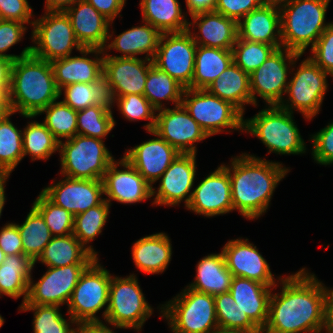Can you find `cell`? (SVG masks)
Listing matches in <instances>:
<instances>
[{"mask_svg":"<svg viewBox=\"0 0 333 333\" xmlns=\"http://www.w3.org/2000/svg\"><path fill=\"white\" fill-rule=\"evenodd\" d=\"M301 268L280 278V293H271L268 320L262 333H323L325 284Z\"/></svg>","mask_w":333,"mask_h":333,"instance_id":"obj_1","label":"cell"},{"mask_svg":"<svg viewBox=\"0 0 333 333\" xmlns=\"http://www.w3.org/2000/svg\"><path fill=\"white\" fill-rule=\"evenodd\" d=\"M222 164L229 172L233 209L243 218L258 219L269 208L273 193L290 169L280 162L248 153Z\"/></svg>","mask_w":333,"mask_h":333,"instance_id":"obj_2","label":"cell"},{"mask_svg":"<svg viewBox=\"0 0 333 333\" xmlns=\"http://www.w3.org/2000/svg\"><path fill=\"white\" fill-rule=\"evenodd\" d=\"M7 98L10 110L29 120L57 101L59 89L51 63L31 53L13 61Z\"/></svg>","mask_w":333,"mask_h":333,"instance_id":"obj_3","label":"cell"},{"mask_svg":"<svg viewBox=\"0 0 333 333\" xmlns=\"http://www.w3.org/2000/svg\"><path fill=\"white\" fill-rule=\"evenodd\" d=\"M331 0H292L280 6L282 48L300 55L315 45L332 23L325 21Z\"/></svg>","mask_w":333,"mask_h":333,"instance_id":"obj_4","label":"cell"},{"mask_svg":"<svg viewBox=\"0 0 333 333\" xmlns=\"http://www.w3.org/2000/svg\"><path fill=\"white\" fill-rule=\"evenodd\" d=\"M265 107L253 117L244 118L243 131L261 140L269 150L267 154L306 153V143L293 119V113L278 105Z\"/></svg>","mask_w":333,"mask_h":333,"instance_id":"obj_5","label":"cell"},{"mask_svg":"<svg viewBox=\"0 0 333 333\" xmlns=\"http://www.w3.org/2000/svg\"><path fill=\"white\" fill-rule=\"evenodd\" d=\"M159 311L172 333H214L219 329L214 296L187 286Z\"/></svg>","mask_w":333,"mask_h":333,"instance_id":"obj_6","label":"cell"},{"mask_svg":"<svg viewBox=\"0 0 333 333\" xmlns=\"http://www.w3.org/2000/svg\"><path fill=\"white\" fill-rule=\"evenodd\" d=\"M60 174L73 179L102 180L115 160L104 140L76 134L59 142Z\"/></svg>","mask_w":333,"mask_h":333,"instance_id":"obj_7","label":"cell"},{"mask_svg":"<svg viewBox=\"0 0 333 333\" xmlns=\"http://www.w3.org/2000/svg\"><path fill=\"white\" fill-rule=\"evenodd\" d=\"M301 57L302 55L293 62L292 73H290L292 77L289 79L285 92L288 99L287 97L283 98L278 106L291 113H294L293 110H297L307 121H311L321 111L323 98L328 90L327 78L329 74L309 57L302 60L295 70L296 61Z\"/></svg>","mask_w":333,"mask_h":333,"instance_id":"obj_8","label":"cell"},{"mask_svg":"<svg viewBox=\"0 0 333 333\" xmlns=\"http://www.w3.org/2000/svg\"><path fill=\"white\" fill-rule=\"evenodd\" d=\"M153 310L146 301L135 274L125 278L111 276L105 323L112 325L114 329H134L139 332Z\"/></svg>","mask_w":333,"mask_h":333,"instance_id":"obj_9","label":"cell"},{"mask_svg":"<svg viewBox=\"0 0 333 333\" xmlns=\"http://www.w3.org/2000/svg\"><path fill=\"white\" fill-rule=\"evenodd\" d=\"M181 104L209 137L221 132H244L243 114L207 89L185 88Z\"/></svg>","mask_w":333,"mask_h":333,"instance_id":"obj_10","label":"cell"},{"mask_svg":"<svg viewBox=\"0 0 333 333\" xmlns=\"http://www.w3.org/2000/svg\"><path fill=\"white\" fill-rule=\"evenodd\" d=\"M111 276L100 264L99 257L96 258L80 276L67 304V314L78 323L103 322L96 313L105 308L102 312L105 320Z\"/></svg>","mask_w":333,"mask_h":333,"instance_id":"obj_11","label":"cell"},{"mask_svg":"<svg viewBox=\"0 0 333 333\" xmlns=\"http://www.w3.org/2000/svg\"><path fill=\"white\" fill-rule=\"evenodd\" d=\"M31 32V54L51 62L72 54L73 49L83 47L77 40L69 16L65 11H45L34 19Z\"/></svg>","mask_w":333,"mask_h":333,"instance_id":"obj_12","label":"cell"},{"mask_svg":"<svg viewBox=\"0 0 333 333\" xmlns=\"http://www.w3.org/2000/svg\"><path fill=\"white\" fill-rule=\"evenodd\" d=\"M300 54L286 48L276 49L259 68L250 74L252 105L257 106L258 96L266 106L279 105L285 95L293 62ZM258 95V96H257Z\"/></svg>","mask_w":333,"mask_h":333,"instance_id":"obj_13","label":"cell"},{"mask_svg":"<svg viewBox=\"0 0 333 333\" xmlns=\"http://www.w3.org/2000/svg\"><path fill=\"white\" fill-rule=\"evenodd\" d=\"M196 49L197 44L188 30L163 33L152 61L156 67L188 88L194 75Z\"/></svg>","mask_w":333,"mask_h":333,"instance_id":"obj_14","label":"cell"},{"mask_svg":"<svg viewBox=\"0 0 333 333\" xmlns=\"http://www.w3.org/2000/svg\"><path fill=\"white\" fill-rule=\"evenodd\" d=\"M90 264H72L63 267H47L43 276L29 282L28 297L24 304L67 305L80 276Z\"/></svg>","mask_w":333,"mask_h":333,"instance_id":"obj_15","label":"cell"},{"mask_svg":"<svg viewBox=\"0 0 333 333\" xmlns=\"http://www.w3.org/2000/svg\"><path fill=\"white\" fill-rule=\"evenodd\" d=\"M156 113L153 131L182 154H197L195 143L209 136L189 115L182 104L165 108Z\"/></svg>","mask_w":333,"mask_h":333,"instance_id":"obj_16","label":"cell"},{"mask_svg":"<svg viewBox=\"0 0 333 333\" xmlns=\"http://www.w3.org/2000/svg\"><path fill=\"white\" fill-rule=\"evenodd\" d=\"M196 155L180 153L158 179L157 190L152 187L153 205L176 206L189 204L196 175ZM156 195V196H155Z\"/></svg>","mask_w":333,"mask_h":333,"instance_id":"obj_17","label":"cell"},{"mask_svg":"<svg viewBox=\"0 0 333 333\" xmlns=\"http://www.w3.org/2000/svg\"><path fill=\"white\" fill-rule=\"evenodd\" d=\"M153 61L146 58L103 57V78L111 101L128 94L143 95Z\"/></svg>","mask_w":333,"mask_h":333,"instance_id":"obj_18","label":"cell"},{"mask_svg":"<svg viewBox=\"0 0 333 333\" xmlns=\"http://www.w3.org/2000/svg\"><path fill=\"white\" fill-rule=\"evenodd\" d=\"M63 179L42 189V193L55 205L69 211L73 216L100 205L105 198L102 180Z\"/></svg>","mask_w":333,"mask_h":333,"instance_id":"obj_19","label":"cell"},{"mask_svg":"<svg viewBox=\"0 0 333 333\" xmlns=\"http://www.w3.org/2000/svg\"><path fill=\"white\" fill-rule=\"evenodd\" d=\"M102 182L105 200L110 205L113 200L121 204H134L152 197V186L124 156L120 161L111 163Z\"/></svg>","mask_w":333,"mask_h":333,"instance_id":"obj_20","label":"cell"},{"mask_svg":"<svg viewBox=\"0 0 333 333\" xmlns=\"http://www.w3.org/2000/svg\"><path fill=\"white\" fill-rule=\"evenodd\" d=\"M186 209L205 217L228 214L233 209L228 170L221 164L196 187Z\"/></svg>","mask_w":333,"mask_h":333,"instance_id":"obj_21","label":"cell"},{"mask_svg":"<svg viewBox=\"0 0 333 333\" xmlns=\"http://www.w3.org/2000/svg\"><path fill=\"white\" fill-rule=\"evenodd\" d=\"M222 248L226 267L233 276L258 281L267 286L279 283L281 276L277 277L279 279L274 278L268 262L248 238L229 240Z\"/></svg>","mask_w":333,"mask_h":333,"instance_id":"obj_22","label":"cell"},{"mask_svg":"<svg viewBox=\"0 0 333 333\" xmlns=\"http://www.w3.org/2000/svg\"><path fill=\"white\" fill-rule=\"evenodd\" d=\"M149 133L156 138L129 148L123 156L153 187L180 153L153 130Z\"/></svg>","mask_w":333,"mask_h":333,"instance_id":"obj_23","label":"cell"},{"mask_svg":"<svg viewBox=\"0 0 333 333\" xmlns=\"http://www.w3.org/2000/svg\"><path fill=\"white\" fill-rule=\"evenodd\" d=\"M69 16L75 36L83 48L104 49L111 41V22L85 0L76 1L65 10ZM111 38V39H110Z\"/></svg>","mask_w":333,"mask_h":333,"instance_id":"obj_24","label":"cell"},{"mask_svg":"<svg viewBox=\"0 0 333 333\" xmlns=\"http://www.w3.org/2000/svg\"><path fill=\"white\" fill-rule=\"evenodd\" d=\"M80 53L82 56L69 55L50 62L58 89L73 83H95L103 78L104 51L83 48ZM88 54L94 58H89Z\"/></svg>","mask_w":333,"mask_h":333,"instance_id":"obj_25","label":"cell"},{"mask_svg":"<svg viewBox=\"0 0 333 333\" xmlns=\"http://www.w3.org/2000/svg\"><path fill=\"white\" fill-rule=\"evenodd\" d=\"M191 19L193 21L188 22L187 30L197 45L232 50L238 39L237 21L216 11L196 13L191 15Z\"/></svg>","mask_w":333,"mask_h":333,"instance_id":"obj_26","label":"cell"},{"mask_svg":"<svg viewBox=\"0 0 333 333\" xmlns=\"http://www.w3.org/2000/svg\"><path fill=\"white\" fill-rule=\"evenodd\" d=\"M238 38L282 48L280 7L264 3L238 22Z\"/></svg>","mask_w":333,"mask_h":333,"instance_id":"obj_27","label":"cell"},{"mask_svg":"<svg viewBox=\"0 0 333 333\" xmlns=\"http://www.w3.org/2000/svg\"><path fill=\"white\" fill-rule=\"evenodd\" d=\"M258 281L233 276L230 293L239 308L262 331L268 320L269 300L273 289Z\"/></svg>","mask_w":333,"mask_h":333,"instance_id":"obj_28","label":"cell"},{"mask_svg":"<svg viewBox=\"0 0 333 333\" xmlns=\"http://www.w3.org/2000/svg\"><path fill=\"white\" fill-rule=\"evenodd\" d=\"M161 32L151 24L144 22L143 25L133 26L120 33L104 47V56L110 57H131L138 58V55L145 54V58L152 60L158 48ZM116 50L122 55L108 54V50Z\"/></svg>","mask_w":333,"mask_h":333,"instance_id":"obj_29","label":"cell"},{"mask_svg":"<svg viewBox=\"0 0 333 333\" xmlns=\"http://www.w3.org/2000/svg\"><path fill=\"white\" fill-rule=\"evenodd\" d=\"M135 267L146 274L163 273L172 259V244L165 232L147 235L132 246Z\"/></svg>","mask_w":333,"mask_h":333,"instance_id":"obj_30","label":"cell"},{"mask_svg":"<svg viewBox=\"0 0 333 333\" xmlns=\"http://www.w3.org/2000/svg\"><path fill=\"white\" fill-rule=\"evenodd\" d=\"M207 90L220 99L230 102L243 115L245 104L252 105L250 75L234 62L207 87Z\"/></svg>","mask_w":333,"mask_h":333,"instance_id":"obj_31","label":"cell"},{"mask_svg":"<svg viewBox=\"0 0 333 333\" xmlns=\"http://www.w3.org/2000/svg\"><path fill=\"white\" fill-rule=\"evenodd\" d=\"M196 268L194 282L187 287L212 296L230 291L233 275L226 267L222 251L204 256Z\"/></svg>","mask_w":333,"mask_h":333,"instance_id":"obj_32","label":"cell"},{"mask_svg":"<svg viewBox=\"0 0 333 333\" xmlns=\"http://www.w3.org/2000/svg\"><path fill=\"white\" fill-rule=\"evenodd\" d=\"M35 262L24 254L8 255L0 265V297L5 295L18 299L22 304L28 297L29 282Z\"/></svg>","mask_w":333,"mask_h":333,"instance_id":"obj_33","label":"cell"},{"mask_svg":"<svg viewBox=\"0 0 333 333\" xmlns=\"http://www.w3.org/2000/svg\"><path fill=\"white\" fill-rule=\"evenodd\" d=\"M142 22H147L163 33H178L188 29L187 14L178 0H141Z\"/></svg>","mask_w":333,"mask_h":333,"instance_id":"obj_34","label":"cell"},{"mask_svg":"<svg viewBox=\"0 0 333 333\" xmlns=\"http://www.w3.org/2000/svg\"><path fill=\"white\" fill-rule=\"evenodd\" d=\"M95 257L73 235L53 236L43 253L35 261L47 267H63L72 264H91Z\"/></svg>","mask_w":333,"mask_h":333,"instance_id":"obj_35","label":"cell"},{"mask_svg":"<svg viewBox=\"0 0 333 333\" xmlns=\"http://www.w3.org/2000/svg\"><path fill=\"white\" fill-rule=\"evenodd\" d=\"M232 62V50L197 45L194 75L188 88L207 89Z\"/></svg>","mask_w":333,"mask_h":333,"instance_id":"obj_36","label":"cell"},{"mask_svg":"<svg viewBox=\"0 0 333 333\" xmlns=\"http://www.w3.org/2000/svg\"><path fill=\"white\" fill-rule=\"evenodd\" d=\"M184 89L179 82L152 63L143 95L158 111L166 108L162 103L164 100L171 101L174 106L181 104Z\"/></svg>","mask_w":333,"mask_h":333,"instance_id":"obj_37","label":"cell"},{"mask_svg":"<svg viewBox=\"0 0 333 333\" xmlns=\"http://www.w3.org/2000/svg\"><path fill=\"white\" fill-rule=\"evenodd\" d=\"M17 226L22 238L23 254L35 262L53 237L50 229L33 205L23 224L18 223Z\"/></svg>","mask_w":333,"mask_h":333,"instance_id":"obj_38","label":"cell"},{"mask_svg":"<svg viewBox=\"0 0 333 333\" xmlns=\"http://www.w3.org/2000/svg\"><path fill=\"white\" fill-rule=\"evenodd\" d=\"M62 94H64V97L61 101L75 111H80L98 103L112 105L104 78L95 83H73L67 85L59 89V97Z\"/></svg>","mask_w":333,"mask_h":333,"instance_id":"obj_39","label":"cell"},{"mask_svg":"<svg viewBox=\"0 0 333 333\" xmlns=\"http://www.w3.org/2000/svg\"><path fill=\"white\" fill-rule=\"evenodd\" d=\"M19 311H33V333H77L79 323L70 315L64 318L60 306L21 304Z\"/></svg>","mask_w":333,"mask_h":333,"instance_id":"obj_40","label":"cell"},{"mask_svg":"<svg viewBox=\"0 0 333 333\" xmlns=\"http://www.w3.org/2000/svg\"><path fill=\"white\" fill-rule=\"evenodd\" d=\"M110 206L104 200L100 205L89 208L87 211L74 216L73 235L97 258L98 252L94 250L92 245L88 244L102 233L108 219Z\"/></svg>","mask_w":333,"mask_h":333,"instance_id":"obj_41","label":"cell"},{"mask_svg":"<svg viewBox=\"0 0 333 333\" xmlns=\"http://www.w3.org/2000/svg\"><path fill=\"white\" fill-rule=\"evenodd\" d=\"M112 105L98 103L77 111V134L103 140L114 129Z\"/></svg>","mask_w":333,"mask_h":333,"instance_id":"obj_42","label":"cell"},{"mask_svg":"<svg viewBox=\"0 0 333 333\" xmlns=\"http://www.w3.org/2000/svg\"><path fill=\"white\" fill-rule=\"evenodd\" d=\"M23 129V156L29 155L31 161L48 160L59 150V141L41 122L31 121Z\"/></svg>","mask_w":333,"mask_h":333,"instance_id":"obj_43","label":"cell"},{"mask_svg":"<svg viewBox=\"0 0 333 333\" xmlns=\"http://www.w3.org/2000/svg\"><path fill=\"white\" fill-rule=\"evenodd\" d=\"M11 111L0 121V172L12 173L24 158L23 130L15 126L10 119Z\"/></svg>","mask_w":333,"mask_h":333,"instance_id":"obj_44","label":"cell"},{"mask_svg":"<svg viewBox=\"0 0 333 333\" xmlns=\"http://www.w3.org/2000/svg\"><path fill=\"white\" fill-rule=\"evenodd\" d=\"M46 114L43 124L60 142L77 134V111L62 101H55L44 108L37 116Z\"/></svg>","mask_w":333,"mask_h":333,"instance_id":"obj_45","label":"cell"},{"mask_svg":"<svg viewBox=\"0 0 333 333\" xmlns=\"http://www.w3.org/2000/svg\"><path fill=\"white\" fill-rule=\"evenodd\" d=\"M217 322L220 329L261 331L239 308L230 292L214 296Z\"/></svg>","mask_w":333,"mask_h":333,"instance_id":"obj_46","label":"cell"},{"mask_svg":"<svg viewBox=\"0 0 333 333\" xmlns=\"http://www.w3.org/2000/svg\"><path fill=\"white\" fill-rule=\"evenodd\" d=\"M276 50L269 44L237 39L233 48V62L244 72L251 74Z\"/></svg>","mask_w":333,"mask_h":333,"instance_id":"obj_47","label":"cell"},{"mask_svg":"<svg viewBox=\"0 0 333 333\" xmlns=\"http://www.w3.org/2000/svg\"><path fill=\"white\" fill-rule=\"evenodd\" d=\"M33 206L43 216L52 236L73 234L74 216L64 208L55 205L42 192L33 202Z\"/></svg>","mask_w":333,"mask_h":333,"instance_id":"obj_48","label":"cell"},{"mask_svg":"<svg viewBox=\"0 0 333 333\" xmlns=\"http://www.w3.org/2000/svg\"><path fill=\"white\" fill-rule=\"evenodd\" d=\"M112 108L116 103L118 110L123 117L129 121L149 120L144 125L147 132L152 131L156 122L157 110L147 100L144 95L128 94L125 96L115 97L112 101Z\"/></svg>","mask_w":333,"mask_h":333,"instance_id":"obj_49","label":"cell"},{"mask_svg":"<svg viewBox=\"0 0 333 333\" xmlns=\"http://www.w3.org/2000/svg\"><path fill=\"white\" fill-rule=\"evenodd\" d=\"M26 30L22 22L0 19V57L15 61L31 53V46H27L20 55L6 54L10 47L22 41Z\"/></svg>","mask_w":333,"mask_h":333,"instance_id":"obj_50","label":"cell"},{"mask_svg":"<svg viewBox=\"0 0 333 333\" xmlns=\"http://www.w3.org/2000/svg\"><path fill=\"white\" fill-rule=\"evenodd\" d=\"M309 58L333 77V21L311 48Z\"/></svg>","mask_w":333,"mask_h":333,"instance_id":"obj_51","label":"cell"},{"mask_svg":"<svg viewBox=\"0 0 333 333\" xmlns=\"http://www.w3.org/2000/svg\"><path fill=\"white\" fill-rule=\"evenodd\" d=\"M310 136L314 162L326 166L333 164V122Z\"/></svg>","mask_w":333,"mask_h":333,"instance_id":"obj_52","label":"cell"},{"mask_svg":"<svg viewBox=\"0 0 333 333\" xmlns=\"http://www.w3.org/2000/svg\"><path fill=\"white\" fill-rule=\"evenodd\" d=\"M32 9L28 0H0V19L18 21L32 26L34 23Z\"/></svg>","mask_w":333,"mask_h":333,"instance_id":"obj_53","label":"cell"},{"mask_svg":"<svg viewBox=\"0 0 333 333\" xmlns=\"http://www.w3.org/2000/svg\"><path fill=\"white\" fill-rule=\"evenodd\" d=\"M264 3V0H217L214 11L239 22L246 14Z\"/></svg>","mask_w":333,"mask_h":333,"instance_id":"obj_54","label":"cell"},{"mask_svg":"<svg viewBox=\"0 0 333 333\" xmlns=\"http://www.w3.org/2000/svg\"><path fill=\"white\" fill-rule=\"evenodd\" d=\"M0 248L6 256L23 254L22 238L17 223H6L1 228Z\"/></svg>","mask_w":333,"mask_h":333,"instance_id":"obj_55","label":"cell"},{"mask_svg":"<svg viewBox=\"0 0 333 333\" xmlns=\"http://www.w3.org/2000/svg\"><path fill=\"white\" fill-rule=\"evenodd\" d=\"M90 3L111 23L118 17L126 4V0H85Z\"/></svg>","mask_w":333,"mask_h":333,"instance_id":"obj_56","label":"cell"},{"mask_svg":"<svg viewBox=\"0 0 333 333\" xmlns=\"http://www.w3.org/2000/svg\"><path fill=\"white\" fill-rule=\"evenodd\" d=\"M13 61L0 57V95L7 96L11 85V70Z\"/></svg>","mask_w":333,"mask_h":333,"instance_id":"obj_57","label":"cell"},{"mask_svg":"<svg viewBox=\"0 0 333 333\" xmlns=\"http://www.w3.org/2000/svg\"><path fill=\"white\" fill-rule=\"evenodd\" d=\"M187 6V15H193L200 12L214 11L217 0H185Z\"/></svg>","mask_w":333,"mask_h":333,"instance_id":"obj_58","label":"cell"},{"mask_svg":"<svg viewBox=\"0 0 333 333\" xmlns=\"http://www.w3.org/2000/svg\"><path fill=\"white\" fill-rule=\"evenodd\" d=\"M77 333H116L109 325L103 322H80Z\"/></svg>","mask_w":333,"mask_h":333,"instance_id":"obj_59","label":"cell"},{"mask_svg":"<svg viewBox=\"0 0 333 333\" xmlns=\"http://www.w3.org/2000/svg\"><path fill=\"white\" fill-rule=\"evenodd\" d=\"M325 333H333V288L325 286Z\"/></svg>","mask_w":333,"mask_h":333,"instance_id":"obj_60","label":"cell"},{"mask_svg":"<svg viewBox=\"0 0 333 333\" xmlns=\"http://www.w3.org/2000/svg\"><path fill=\"white\" fill-rule=\"evenodd\" d=\"M78 0H46L45 11H65Z\"/></svg>","mask_w":333,"mask_h":333,"instance_id":"obj_61","label":"cell"},{"mask_svg":"<svg viewBox=\"0 0 333 333\" xmlns=\"http://www.w3.org/2000/svg\"><path fill=\"white\" fill-rule=\"evenodd\" d=\"M10 173L0 172V218L2 215L3 207L6 202L5 186L6 181L10 177Z\"/></svg>","mask_w":333,"mask_h":333,"instance_id":"obj_62","label":"cell"},{"mask_svg":"<svg viewBox=\"0 0 333 333\" xmlns=\"http://www.w3.org/2000/svg\"><path fill=\"white\" fill-rule=\"evenodd\" d=\"M11 112L7 96L0 95V121Z\"/></svg>","mask_w":333,"mask_h":333,"instance_id":"obj_63","label":"cell"},{"mask_svg":"<svg viewBox=\"0 0 333 333\" xmlns=\"http://www.w3.org/2000/svg\"><path fill=\"white\" fill-rule=\"evenodd\" d=\"M214 333H262L261 331H242V330H225L217 329Z\"/></svg>","mask_w":333,"mask_h":333,"instance_id":"obj_64","label":"cell"},{"mask_svg":"<svg viewBox=\"0 0 333 333\" xmlns=\"http://www.w3.org/2000/svg\"><path fill=\"white\" fill-rule=\"evenodd\" d=\"M290 1H292V0H264V2L266 4L276 5V6H279V7L283 4H285V3L290 2Z\"/></svg>","mask_w":333,"mask_h":333,"instance_id":"obj_65","label":"cell"},{"mask_svg":"<svg viewBox=\"0 0 333 333\" xmlns=\"http://www.w3.org/2000/svg\"><path fill=\"white\" fill-rule=\"evenodd\" d=\"M6 255L4 254L3 250L0 248V265L3 263Z\"/></svg>","mask_w":333,"mask_h":333,"instance_id":"obj_66","label":"cell"},{"mask_svg":"<svg viewBox=\"0 0 333 333\" xmlns=\"http://www.w3.org/2000/svg\"><path fill=\"white\" fill-rule=\"evenodd\" d=\"M3 324H4V318L0 315V328L2 327Z\"/></svg>","mask_w":333,"mask_h":333,"instance_id":"obj_67","label":"cell"}]
</instances>
